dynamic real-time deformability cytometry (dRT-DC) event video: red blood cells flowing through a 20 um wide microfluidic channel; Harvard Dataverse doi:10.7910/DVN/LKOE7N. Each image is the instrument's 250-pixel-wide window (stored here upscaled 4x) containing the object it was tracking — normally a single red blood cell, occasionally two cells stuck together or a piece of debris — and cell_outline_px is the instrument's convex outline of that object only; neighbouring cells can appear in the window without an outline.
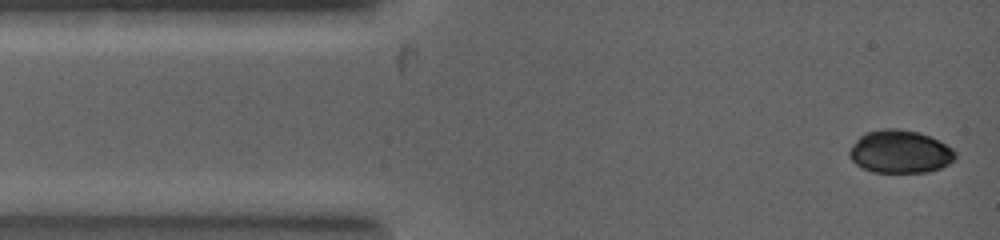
{"species": "common noctule bat (a hibernating species)", "species_latin": "Nyctalus noctula", "temperature_condition": "warm", "stored_images_in_passage": 11, "camera_frame_rate_fps": 5000, "um_per_image_px": 0.085, "animal": {"sex": "female", "body_mass_g": 19.0, "forearm_length_mm": 53.3}, "frame": {"image": 1, "passage_image": 1, "time_ms": 0.0, "image_size_px": [1000, 240], "cell_outline_px": [[956, 156], [948, 164], [940, 168], [928, 172], [872, 172], [856, 164], [848, 156], [848, 152], [856, 140], [864, 132], [884, 128], [896, 128], [920, 132], [932, 136], [952, 148], [956, 152]], "centroid_in_image_um": [76.5, 12.88], "position_along_channel_um": 8.5, "area_um2": 26.65}}
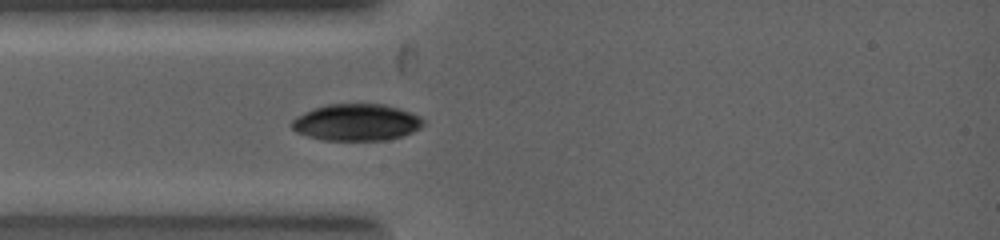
{"frame": {"image": 2, "passage_image": 11, "time_ms": 1.8, "image_size_px": [1000, 240], "cell_outline_px": [[424, 124], [420, 128], [412, 132], [400, 136], [384, 140], [320, 140], [296, 132], [288, 124], [296, 116], [304, 112], [328, 104], [384, 104], [420, 116], [424, 120]], "centroid_in_image_um": [30.26, 10.4], "position_along_channel_um": 54.7, "area_um2": 28.09}}